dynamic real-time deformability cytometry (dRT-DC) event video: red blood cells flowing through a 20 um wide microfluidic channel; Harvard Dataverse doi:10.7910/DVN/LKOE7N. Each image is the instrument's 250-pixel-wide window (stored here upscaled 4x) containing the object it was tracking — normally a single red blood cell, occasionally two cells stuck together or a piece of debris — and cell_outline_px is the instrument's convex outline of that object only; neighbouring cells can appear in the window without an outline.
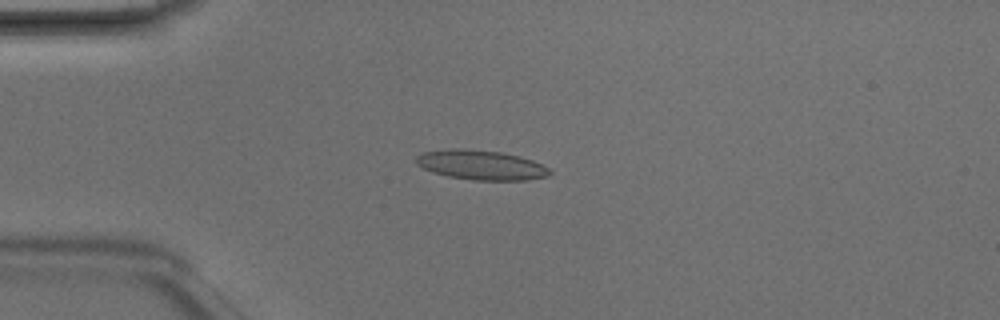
{"species": "Egyptian fruit bat (a non-hibernating species)", "species_latin": "Rousettus aegyptiacus", "temperature_condition": "room temperature", "stored_images_in_passage": 3, "camera_frame_rate_fps": 3000, "um_per_image_px": 0.085, "animal": {"sex": "male"}, "frame": {"image": 1, "passage_image": 3, "time_ms": 0.667, "image_size_px": [1000, 320], "cell_outline_px": [[552, 172], [548, 176], [528, 180], [472, 180], [448, 176], [432, 172], [416, 164], [416, 156], [424, 152], [452, 148], [464, 148], [500, 152], [520, 156], [532, 160], [548, 168]], "centroid_in_image_um": [40.89, 14.02], "position_along_channel_um": 44.1, "area_um2": 23.06}}